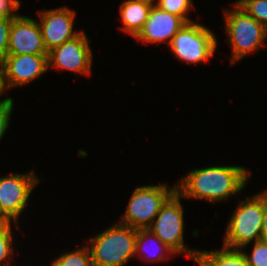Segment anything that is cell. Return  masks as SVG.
<instances>
[{"label":"cell","instance_id":"obj_1","mask_svg":"<svg viewBox=\"0 0 267 266\" xmlns=\"http://www.w3.org/2000/svg\"><path fill=\"white\" fill-rule=\"evenodd\" d=\"M241 166H210L194 169L176 185L182 198L218 202L240 193L250 176Z\"/></svg>","mask_w":267,"mask_h":266},{"label":"cell","instance_id":"obj_2","mask_svg":"<svg viewBox=\"0 0 267 266\" xmlns=\"http://www.w3.org/2000/svg\"><path fill=\"white\" fill-rule=\"evenodd\" d=\"M137 229L117 223L90 238L94 266H124L135 257Z\"/></svg>","mask_w":267,"mask_h":266},{"label":"cell","instance_id":"obj_3","mask_svg":"<svg viewBox=\"0 0 267 266\" xmlns=\"http://www.w3.org/2000/svg\"><path fill=\"white\" fill-rule=\"evenodd\" d=\"M264 214V193L241 200L227 225L223 246L231 249L246 247L261 238Z\"/></svg>","mask_w":267,"mask_h":266},{"label":"cell","instance_id":"obj_4","mask_svg":"<svg viewBox=\"0 0 267 266\" xmlns=\"http://www.w3.org/2000/svg\"><path fill=\"white\" fill-rule=\"evenodd\" d=\"M235 10H225V30L232 47L231 63L263 47L267 29L239 6Z\"/></svg>","mask_w":267,"mask_h":266},{"label":"cell","instance_id":"obj_5","mask_svg":"<svg viewBox=\"0 0 267 266\" xmlns=\"http://www.w3.org/2000/svg\"><path fill=\"white\" fill-rule=\"evenodd\" d=\"M175 192L176 185L169 189L165 184L137 187L119 223L135 229L149 228L162 206Z\"/></svg>","mask_w":267,"mask_h":266},{"label":"cell","instance_id":"obj_6","mask_svg":"<svg viewBox=\"0 0 267 266\" xmlns=\"http://www.w3.org/2000/svg\"><path fill=\"white\" fill-rule=\"evenodd\" d=\"M180 197L176 191L162 206L148 229L169 247L174 255L184 252L196 262L199 250L184 246V211Z\"/></svg>","mask_w":267,"mask_h":266},{"label":"cell","instance_id":"obj_7","mask_svg":"<svg viewBox=\"0 0 267 266\" xmlns=\"http://www.w3.org/2000/svg\"><path fill=\"white\" fill-rule=\"evenodd\" d=\"M169 47L179 60L198 64L214 55L217 38L204 25L192 21L182 26L173 37Z\"/></svg>","mask_w":267,"mask_h":266},{"label":"cell","instance_id":"obj_8","mask_svg":"<svg viewBox=\"0 0 267 266\" xmlns=\"http://www.w3.org/2000/svg\"><path fill=\"white\" fill-rule=\"evenodd\" d=\"M48 55L35 54H8L0 63V90L1 94L7 88L27 85L40 75L47 72Z\"/></svg>","mask_w":267,"mask_h":266},{"label":"cell","instance_id":"obj_9","mask_svg":"<svg viewBox=\"0 0 267 266\" xmlns=\"http://www.w3.org/2000/svg\"><path fill=\"white\" fill-rule=\"evenodd\" d=\"M39 179L32 170L26 174H10L0 177V207L2 213L16 222L27 205L33 188Z\"/></svg>","mask_w":267,"mask_h":266},{"label":"cell","instance_id":"obj_10","mask_svg":"<svg viewBox=\"0 0 267 266\" xmlns=\"http://www.w3.org/2000/svg\"><path fill=\"white\" fill-rule=\"evenodd\" d=\"M89 38L81 31L75 38L66 41L48 51L47 62L49 67L66 69L75 74L90 75L92 66V50Z\"/></svg>","mask_w":267,"mask_h":266},{"label":"cell","instance_id":"obj_11","mask_svg":"<svg viewBox=\"0 0 267 266\" xmlns=\"http://www.w3.org/2000/svg\"><path fill=\"white\" fill-rule=\"evenodd\" d=\"M43 43L47 51L78 36L81 31H73L75 12L66 7L38 11Z\"/></svg>","mask_w":267,"mask_h":266},{"label":"cell","instance_id":"obj_12","mask_svg":"<svg viewBox=\"0 0 267 266\" xmlns=\"http://www.w3.org/2000/svg\"><path fill=\"white\" fill-rule=\"evenodd\" d=\"M8 54L48 55L38 21L22 15L13 18Z\"/></svg>","mask_w":267,"mask_h":266},{"label":"cell","instance_id":"obj_13","mask_svg":"<svg viewBox=\"0 0 267 266\" xmlns=\"http://www.w3.org/2000/svg\"><path fill=\"white\" fill-rule=\"evenodd\" d=\"M185 23L181 17L163 11L153 4L143 28L135 38L144 43L168 42L169 46Z\"/></svg>","mask_w":267,"mask_h":266},{"label":"cell","instance_id":"obj_14","mask_svg":"<svg viewBox=\"0 0 267 266\" xmlns=\"http://www.w3.org/2000/svg\"><path fill=\"white\" fill-rule=\"evenodd\" d=\"M153 4L146 0H124L119 7L123 31L136 37L143 28Z\"/></svg>","mask_w":267,"mask_h":266},{"label":"cell","instance_id":"obj_15","mask_svg":"<svg viewBox=\"0 0 267 266\" xmlns=\"http://www.w3.org/2000/svg\"><path fill=\"white\" fill-rule=\"evenodd\" d=\"M196 262L199 266H249L243 250L222 247L217 251H200Z\"/></svg>","mask_w":267,"mask_h":266},{"label":"cell","instance_id":"obj_16","mask_svg":"<svg viewBox=\"0 0 267 266\" xmlns=\"http://www.w3.org/2000/svg\"><path fill=\"white\" fill-rule=\"evenodd\" d=\"M153 241V243H155L156 250L158 252H161L160 254L157 252L156 253H151L148 252V254L150 253L151 255H143V257H141L140 251L142 252L144 249L148 248L145 247L146 245L148 246V242L149 241ZM154 250V249H153ZM150 251V250H149ZM164 251V252H163ZM173 253L172 250L167 247L151 230L147 229H137V235H136V246H135V255L138 254L139 258H142L143 260L147 259L146 261L148 262H155V261H163L164 259H169L170 257L166 256L165 253ZM142 253H145L144 251ZM151 256V257H150ZM149 258V259H148Z\"/></svg>","mask_w":267,"mask_h":266},{"label":"cell","instance_id":"obj_17","mask_svg":"<svg viewBox=\"0 0 267 266\" xmlns=\"http://www.w3.org/2000/svg\"><path fill=\"white\" fill-rule=\"evenodd\" d=\"M51 266H94L88 246L61 254Z\"/></svg>","mask_w":267,"mask_h":266},{"label":"cell","instance_id":"obj_18","mask_svg":"<svg viewBox=\"0 0 267 266\" xmlns=\"http://www.w3.org/2000/svg\"><path fill=\"white\" fill-rule=\"evenodd\" d=\"M192 0H158L154 5L163 11H167L171 14L181 17L186 23L192 22L187 17L191 7L193 6Z\"/></svg>","mask_w":267,"mask_h":266},{"label":"cell","instance_id":"obj_19","mask_svg":"<svg viewBox=\"0 0 267 266\" xmlns=\"http://www.w3.org/2000/svg\"><path fill=\"white\" fill-rule=\"evenodd\" d=\"M239 7L267 29V0H245Z\"/></svg>","mask_w":267,"mask_h":266},{"label":"cell","instance_id":"obj_20","mask_svg":"<svg viewBox=\"0 0 267 266\" xmlns=\"http://www.w3.org/2000/svg\"><path fill=\"white\" fill-rule=\"evenodd\" d=\"M12 238L11 221L0 223V266H12L9 261L7 264L4 262L13 254Z\"/></svg>","mask_w":267,"mask_h":266},{"label":"cell","instance_id":"obj_21","mask_svg":"<svg viewBox=\"0 0 267 266\" xmlns=\"http://www.w3.org/2000/svg\"><path fill=\"white\" fill-rule=\"evenodd\" d=\"M243 254L249 266H267V242L255 241L251 254L244 251Z\"/></svg>","mask_w":267,"mask_h":266},{"label":"cell","instance_id":"obj_22","mask_svg":"<svg viewBox=\"0 0 267 266\" xmlns=\"http://www.w3.org/2000/svg\"><path fill=\"white\" fill-rule=\"evenodd\" d=\"M12 20L13 18H0V63L8 55Z\"/></svg>","mask_w":267,"mask_h":266},{"label":"cell","instance_id":"obj_23","mask_svg":"<svg viewBox=\"0 0 267 266\" xmlns=\"http://www.w3.org/2000/svg\"><path fill=\"white\" fill-rule=\"evenodd\" d=\"M13 103L14 102L12 98H6L0 101V140L9 126V121L14 106Z\"/></svg>","mask_w":267,"mask_h":266},{"label":"cell","instance_id":"obj_24","mask_svg":"<svg viewBox=\"0 0 267 266\" xmlns=\"http://www.w3.org/2000/svg\"><path fill=\"white\" fill-rule=\"evenodd\" d=\"M20 0H0V18H15L18 14L12 13L18 10Z\"/></svg>","mask_w":267,"mask_h":266},{"label":"cell","instance_id":"obj_25","mask_svg":"<svg viewBox=\"0 0 267 266\" xmlns=\"http://www.w3.org/2000/svg\"><path fill=\"white\" fill-rule=\"evenodd\" d=\"M264 214L262 219V229L260 240L267 242V191L264 190Z\"/></svg>","mask_w":267,"mask_h":266},{"label":"cell","instance_id":"obj_26","mask_svg":"<svg viewBox=\"0 0 267 266\" xmlns=\"http://www.w3.org/2000/svg\"><path fill=\"white\" fill-rule=\"evenodd\" d=\"M4 222H10V220L2 213L1 207H0V223Z\"/></svg>","mask_w":267,"mask_h":266},{"label":"cell","instance_id":"obj_27","mask_svg":"<svg viewBox=\"0 0 267 266\" xmlns=\"http://www.w3.org/2000/svg\"><path fill=\"white\" fill-rule=\"evenodd\" d=\"M243 1H245V0H237L236 3H234V5L239 6Z\"/></svg>","mask_w":267,"mask_h":266}]
</instances>
